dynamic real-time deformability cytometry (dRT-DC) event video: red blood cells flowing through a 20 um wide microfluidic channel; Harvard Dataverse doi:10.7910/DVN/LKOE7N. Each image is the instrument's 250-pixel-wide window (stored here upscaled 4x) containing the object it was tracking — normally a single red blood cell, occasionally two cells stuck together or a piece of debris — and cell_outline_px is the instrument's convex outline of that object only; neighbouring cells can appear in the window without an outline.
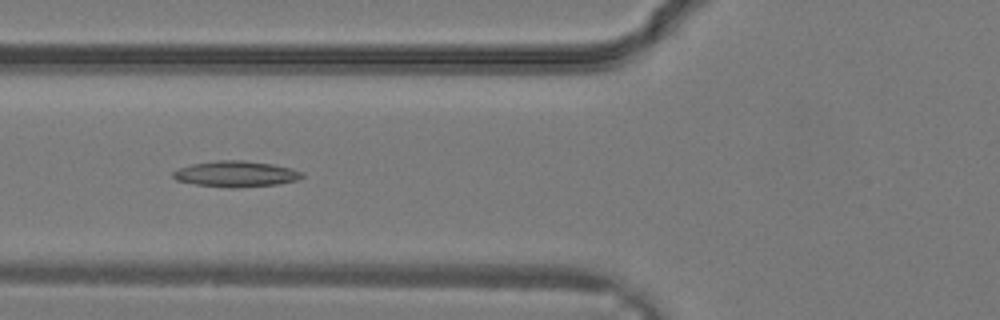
{"species": "common noctule bat (a hibernating species)", "species_latin": "Nyctalus noctula", "temperature_condition": "warm", "stored_images_in_passage": 32, "camera_frame_rate_fps": 3000, "um_per_image_px": 0.085, "animal": {"sex": "male", "body_mass_g": 19.2, "forearm_length_mm": 51.8}, "frame": {"image": 1, "passage_image": 12, "time_ms": 3.667, "image_size_px": [1000, 320], "cell_outline_px": [[304, 176], [300, 180], [276, 184], [232, 188], [228, 188], [196, 184], [176, 180], [172, 176], [172, 172], [180, 168], [192, 164], [216, 160], [244, 160], [272, 164], [292, 168], [304, 172]], "centroid_in_image_um": [20.09, 14.78], "position_along_channel_um": 105.7, "area_um2": 19.54}}
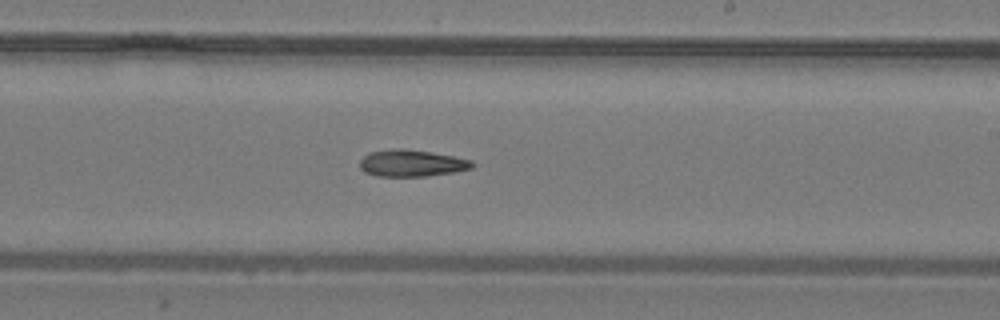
{"frame": {"image": 2, "passage_image": 19, "time_ms": 6.0, "image_size_px": [1000, 320], "cell_outline_px": [[476, 164], [472, 168], [456, 172], [428, 176], [380, 176], [364, 172], [360, 168], [360, 160], [368, 152], [396, 148], [404, 148], [432, 152], [472, 160]], "centroid_in_image_um": [35.01, 13.87], "position_along_channel_um": 254.0, "area_um2": 17.69}}
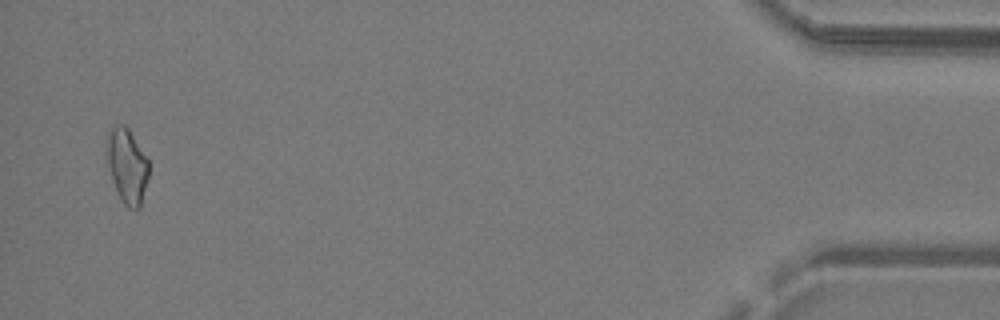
{"frame": {"image": 3, "passage_image": 31, "time_ms": 10.0, "image_size_px": [1000, 320], "cell_outline_px": [[148, 176], [140, 208], [136, 212], [128, 208], [120, 200], [108, 164], [108, 136], [112, 128], [120, 124], [124, 124], [128, 128], [148, 160]], "centroid_in_image_um": [10.83, 14.16], "position_along_channel_um": 424.4, "area_um2": 17.74}}